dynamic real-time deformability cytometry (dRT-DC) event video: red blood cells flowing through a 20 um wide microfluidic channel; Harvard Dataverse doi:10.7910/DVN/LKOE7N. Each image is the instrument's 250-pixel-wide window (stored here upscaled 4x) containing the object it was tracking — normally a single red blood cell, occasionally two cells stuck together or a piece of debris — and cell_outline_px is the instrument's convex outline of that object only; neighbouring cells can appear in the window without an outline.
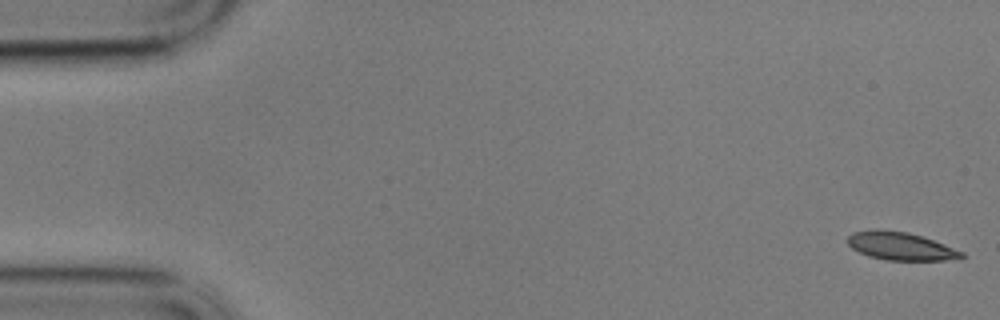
{"species": "common noctule bat (a hibernating species)", "species_latin": "Nyctalus noctula", "temperature_condition": "cold", "stored_images_in_passage": 58, "camera_frame_rate_fps": 3000, "um_per_image_px": 0.085, "animal": {"sex": "male", "body_mass_g": 17.9}, "frame": {"image": 1, "passage_image": 1, "time_ms": 0.0, "image_size_px": [1000, 320], "cell_outline_px": [[964, 256], [944, 260], [888, 260], [868, 256], [852, 248], [848, 244], [848, 236], [852, 232], [876, 228], [908, 232], [944, 244], [964, 252]], "centroid_in_image_um": [76.5, 20.9], "position_along_channel_um": 8.5, "area_um2": 18.44}}
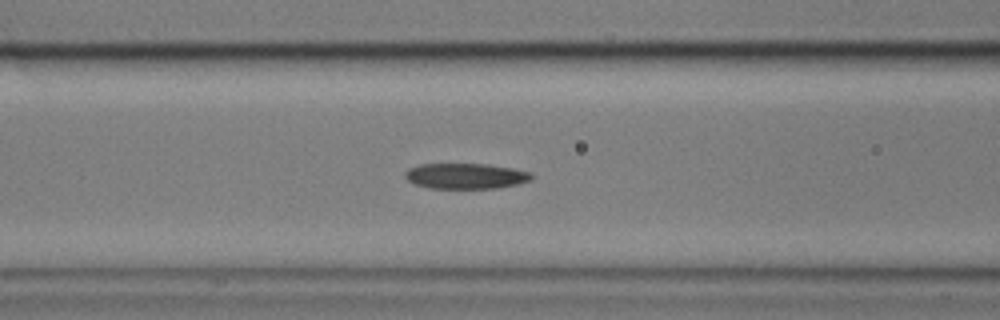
{"frame": {"image": 2, "passage_image": 23, "time_ms": 7.333, "image_size_px": [1000, 320], "cell_outline_px": [[532, 180], [520, 184], [496, 188], [428, 188], [416, 184], [408, 180], [404, 176], [404, 172], [408, 168], [420, 164], [488, 164], [512, 168], [532, 172]], "centroid_in_image_um": [39.6, 14.96], "position_along_channel_um": 127.0, "area_um2": 18.96}}
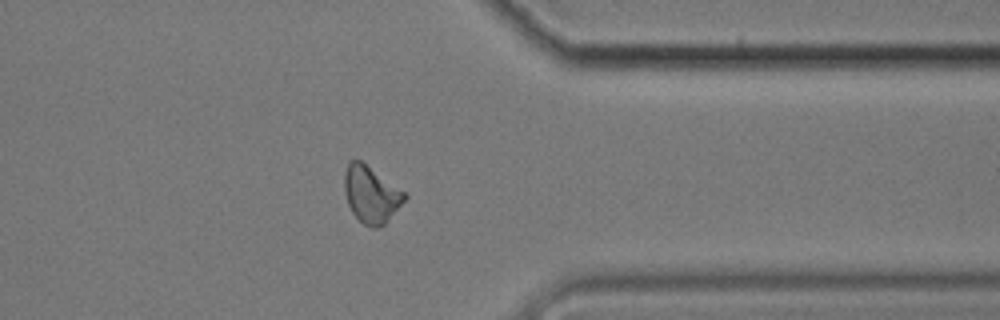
{"frame": {"image": 3, "passage_image": 46, "time_ms": 15.0, "image_size_px": [1000, 320], "cell_outline_px": [[408, 196], [384, 224], [376, 228], [372, 228], [364, 224], [352, 212], [348, 204], [344, 192], [344, 172], [348, 164], [352, 160], [360, 160], [404, 192]], "centroid_in_image_um": [31.51, 16.53], "position_along_channel_um": 379.9, "area_um2": 19.42}, "authors_computed_cell_mechanics": {"area_um2": 19.3341, "velocity_mm_per_s": 3.4116, "shape_relaxation_time_tau1_ms": null, "shape_relaxation_time_tau2_ms": 4.5207, "deformation_change_tau1": null, "deformation_change_tau2": 0.1254}}